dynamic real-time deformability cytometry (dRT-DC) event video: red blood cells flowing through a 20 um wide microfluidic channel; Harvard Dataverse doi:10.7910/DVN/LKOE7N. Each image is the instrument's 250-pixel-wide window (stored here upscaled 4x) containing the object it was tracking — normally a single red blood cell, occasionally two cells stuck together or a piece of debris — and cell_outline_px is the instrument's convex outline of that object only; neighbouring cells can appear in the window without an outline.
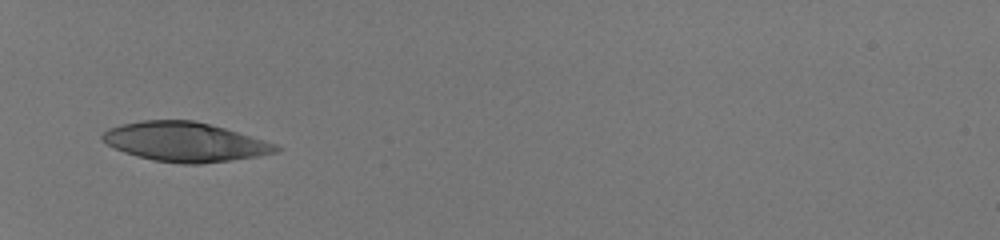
{"species": "human", "species_latin": "Homo sapiens", "temperature_condition": "room temperature", "stored_images_in_passage": 32, "camera_frame_rate_fps": 3000, "um_per_image_px": 0.085, "donor": {"sex": "male"}, "frame": {"image": 1, "passage_image": 1, "time_ms": 0.0, "image_size_px": [1000, 240], "cell_outline_px": [[284, 148], [276, 152], [256, 156], [200, 164], [180, 164], [156, 160], [136, 156], [124, 152], [100, 140], [100, 136], [108, 128], [120, 124], [140, 120], [192, 120], [224, 128], [276, 144]], "centroid_in_image_um": [15.67, 12.05], "position_along_channel_um": 69.3, "area_um2": 39.48}}
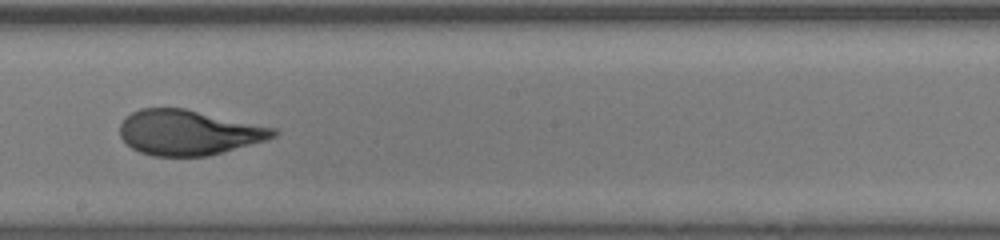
{"frame": {"image": 2, "passage_image": 14, "time_ms": 4.333, "image_size_px": [1000, 240], "cell_outline_px": [[280, 132], [276, 136], [264, 140], [208, 156], [152, 156], [140, 152], [132, 148], [120, 136], [120, 124], [124, 116], [140, 108], [184, 108], [276, 128]], "centroid_in_image_um": [16.0, 11.25], "position_along_channel_um": 232.2, "area_um2": 40.23}}
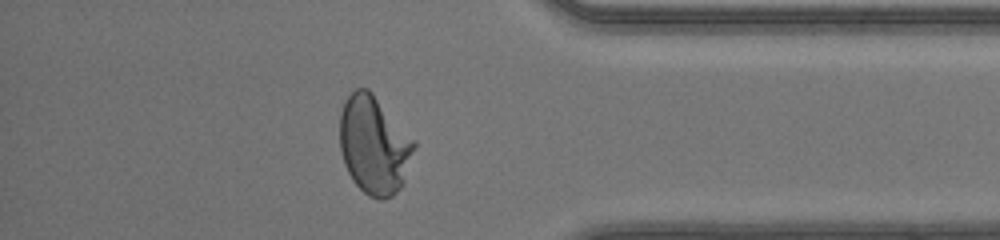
{"frame": {"image": 3, "passage_image": 27, "time_ms": 8.667, "image_size_px": [1000, 240], "cell_outline_px": [[416, 144], [404, 184], [392, 196], [384, 200], [380, 200], [368, 196], [352, 180], [344, 164], [340, 152], [340, 112], [344, 100], [356, 88], [368, 88], [372, 92], [416, 140]], "centroid_in_image_um": [31.8, 12.33], "position_along_channel_um": 403.4, "area_um2": 43.0}, "authors_computed_cell_mechanics": {"area_um2": 40.7201, "velocity_mm_per_s": 4.164, "shape_relaxation_time_tau1_ms": 5.8106, "shape_relaxation_time_tau2_ms": null, "deformation_change_tau1": 0.2561, "deformation_change_tau2": null}}